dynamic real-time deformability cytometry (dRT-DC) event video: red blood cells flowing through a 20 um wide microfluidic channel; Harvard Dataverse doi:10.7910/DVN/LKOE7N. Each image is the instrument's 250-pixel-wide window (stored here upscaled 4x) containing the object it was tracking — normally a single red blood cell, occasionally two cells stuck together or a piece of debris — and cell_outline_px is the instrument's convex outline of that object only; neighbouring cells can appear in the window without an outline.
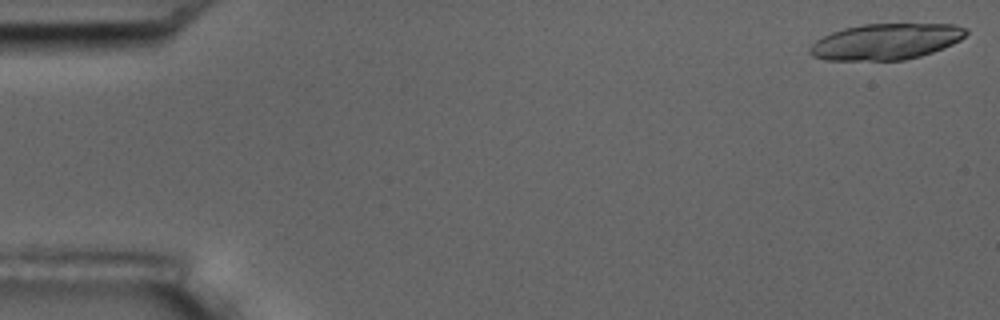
{"species": "common noctule bat (a hibernating species)", "species_latin": "Nyctalus noctula", "temperature_condition": "room temperature", "stored_images_in_passage": 3, "camera_frame_rate_fps": 3000, "um_per_image_px": 0.085, "animal": {"sex": "male", "body_mass_g": 17.5, "forearm_length_mm": 52.3}, "frame": {"image": 1, "passage_image": 1, "time_ms": 0.0, "image_size_px": [1000, 320], "cell_outline_px": [[968, 32], [960, 40], [944, 48], [920, 56], [904, 60], [824, 60], [812, 56], [808, 52], [812, 44], [816, 40], [832, 32], [844, 28], [864, 24], [956, 24], [968, 28]], "centroid_in_image_um": [75.32, 3.53], "position_along_channel_um": 9.7, "area_um2": 32.83}}